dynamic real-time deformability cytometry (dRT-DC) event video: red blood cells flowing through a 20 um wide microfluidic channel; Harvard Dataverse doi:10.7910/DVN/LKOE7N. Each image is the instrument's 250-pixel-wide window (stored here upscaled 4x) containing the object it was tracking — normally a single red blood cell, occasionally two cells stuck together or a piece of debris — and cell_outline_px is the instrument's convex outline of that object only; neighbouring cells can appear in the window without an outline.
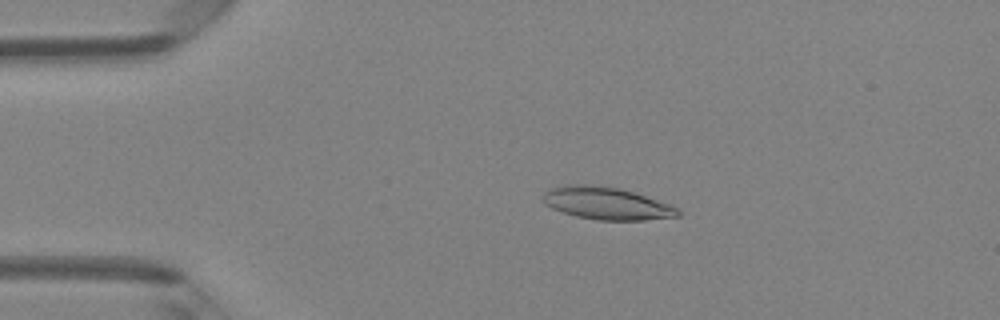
{"species": "Egyptian fruit bat (a non-hibernating species)", "species_latin": "Rousettus aegyptiacus", "temperature_condition": "room temperature", "stored_images_in_passage": 49, "camera_frame_rate_fps": 3000, "um_per_image_px": 0.085, "animal": {"sex": "female"}, "frame": {"image": 1, "passage_image": 10, "time_ms": 3.0, "image_size_px": [1000, 320], "cell_outline_px": [[680, 216], [644, 220], [596, 220], [576, 216], [552, 208], [544, 204], [544, 192], [552, 188], [568, 184], [592, 184], [620, 188], [680, 208]], "centroid_in_image_um": [51.56, 17.28], "position_along_channel_um": 33.4, "area_um2": 25.32}}
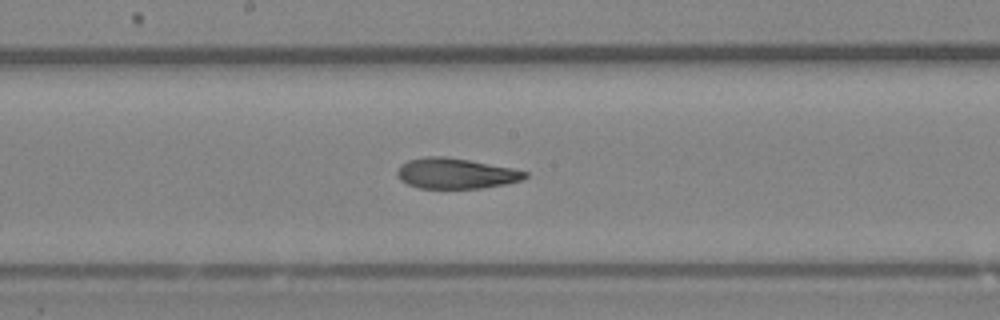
{"frame": {"image": 2, "passage_image": 26, "time_ms": 8.333, "image_size_px": [1000, 320], "cell_outline_px": [[528, 176], [520, 180], [504, 184], [480, 188], [420, 188], [408, 184], [400, 180], [396, 176], [396, 172], [400, 164], [408, 160], [424, 156], [444, 156], [468, 160], [512, 168], [528, 172]], "centroid_in_image_um": [38.68, 14.73], "position_along_channel_um": 209.5, "area_um2": 22.66}}
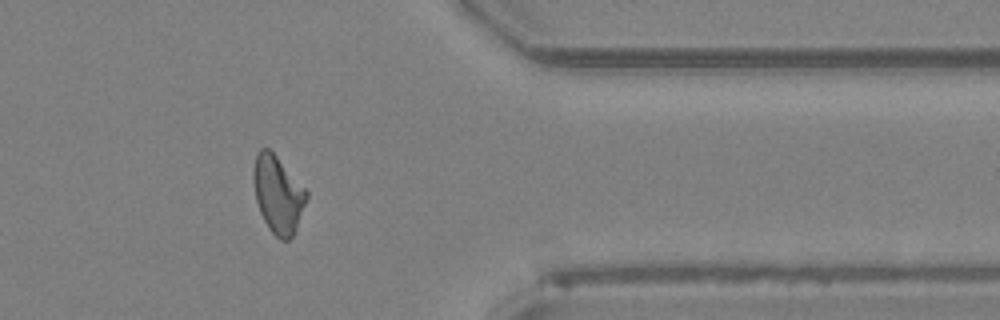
{"frame": {"image": 3, "passage_image": 40, "time_ms": 13.0, "image_size_px": [1000, 320], "cell_outline_px": [[308, 196], [296, 228], [292, 236], [288, 240], [280, 240], [268, 228], [260, 212], [256, 200], [252, 176], [252, 168], [256, 152], [260, 148], [268, 148], [276, 156], [308, 192]], "centroid_in_image_um": [23.59, 16.51], "position_along_channel_um": 387.8, "area_um2": 23.7}, "authors_computed_cell_mechanics": {"area_um2": 23.9292, "velocity_mm_per_s": 4.1557, "shape_relaxation_time_tau1_ms": 6.0452, "shape_relaxation_time_tau2_ms": 2.4641, "deformation_change_tau1": 0.1903, "deformation_change_tau2": 0.1018}}